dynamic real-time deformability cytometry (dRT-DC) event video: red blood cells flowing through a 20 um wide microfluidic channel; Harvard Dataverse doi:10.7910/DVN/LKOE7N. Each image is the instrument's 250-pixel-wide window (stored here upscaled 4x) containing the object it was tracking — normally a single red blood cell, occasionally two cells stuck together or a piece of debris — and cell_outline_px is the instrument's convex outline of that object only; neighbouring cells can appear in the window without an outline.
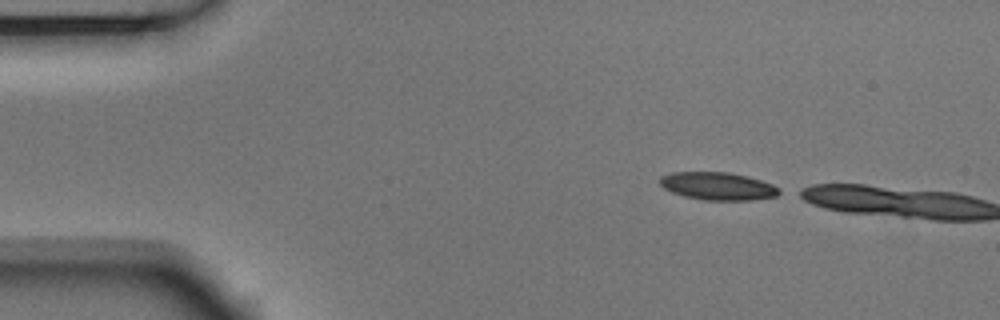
{"species": "Egyptian fruit bat (a non-hibernating species)", "species_latin": "Rousettus aegyptiacus", "temperature_condition": "room temperature", "stored_images_in_passage": 6, "camera_frame_rate_fps": 3000, "um_per_image_px": 0.085, "animal": {"sex": "male"}, "frame": {"image": 1, "passage_image": 1, "time_ms": 0.0, "image_size_px": [1000, 320], "cell_outline_px": [[784, 192], [776, 196], [752, 200], [704, 200], [684, 196], [672, 192], [664, 188], [660, 184], [660, 176], [672, 172], [728, 172], [748, 176], [772, 184], [780, 188]], "centroid_in_image_um": [61.04, 15.82], "position_along_channel_um": 24.0, "area_um2": 19.42}}